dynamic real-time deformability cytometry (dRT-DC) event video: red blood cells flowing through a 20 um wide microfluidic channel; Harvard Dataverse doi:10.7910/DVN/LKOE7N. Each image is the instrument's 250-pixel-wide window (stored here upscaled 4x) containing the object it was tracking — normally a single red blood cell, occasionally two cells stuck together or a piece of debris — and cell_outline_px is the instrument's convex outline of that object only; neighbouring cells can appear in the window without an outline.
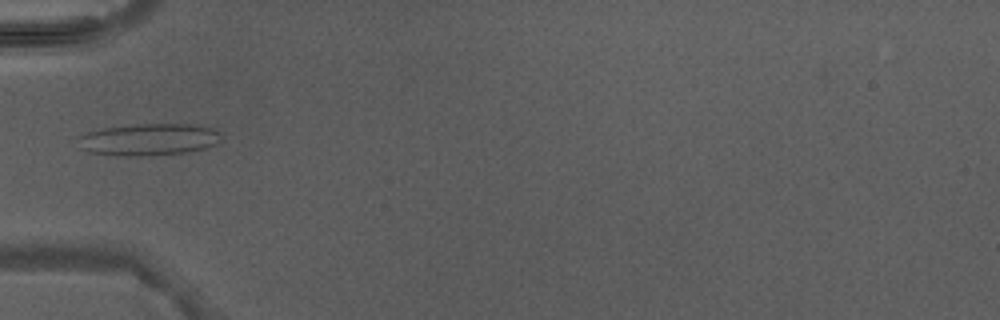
{"species": "Egyptian fruit bat (a non-hibernating species)", "species_latin": "Rousettus aegyptiacus", "temperature_condition": "warm", "stored_images_in_passage": 1, "camera_frame_rate_fps": 3000, "um_per_image_px": 0.085, "animal": {"sex": "male"}, "frame": {"image": 1, "passage_image": 1, "time_ms": 0.0, "image_size_px": [1000, 320], "cell_outline_px": [[224, 140], [216, 144], [204, 148], [184, 152], [124, 156], [88, 152], [80, 148], [80, 136], [88, 132], [100, 128], [144, 124], [192, 124], [208, 128], [220, 132]], "centroid_in_image_um": [12.67, 11.85], "position_along_channel_um": 72.3, "area_um2": 26.18}}